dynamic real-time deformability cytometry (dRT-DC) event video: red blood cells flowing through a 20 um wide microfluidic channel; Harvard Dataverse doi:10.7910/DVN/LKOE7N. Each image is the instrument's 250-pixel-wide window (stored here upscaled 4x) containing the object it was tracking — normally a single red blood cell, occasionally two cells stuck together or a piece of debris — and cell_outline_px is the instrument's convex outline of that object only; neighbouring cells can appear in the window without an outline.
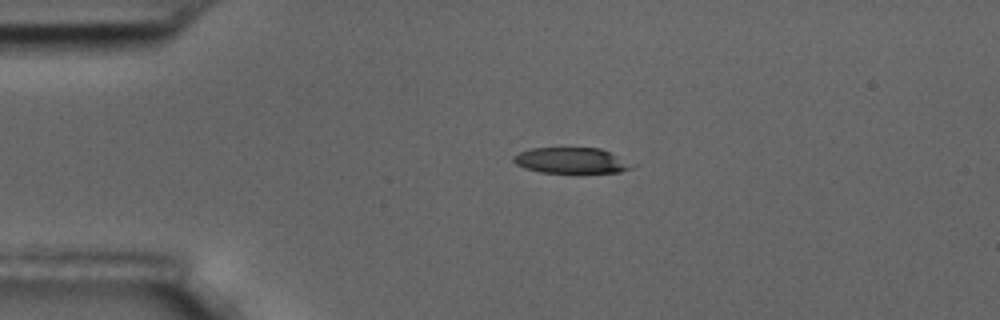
{"species": "common noctule bat (a hibernating species)", "species_latin": "Nyctalus noctula", "temperature_condition": "room temperature", "stored_images_in_passage": 4, "camera_frame_rate_fps": 3000, "um_per_image_px": 0.085, "animal": {"sex": "male", "body_mass_g": 17.5, "forearm_length_mm": 52.3}, "frame": {"image": 1, "passage_image": 3, "time_ms": 0.667, "image_size_px": [1000, 320], "cell_outline_px": [[636, 164], [632, 168], [620, 172], [540, 172], [524, 168], [516, 164], [512, 160], [512, 156], [520, 152], [532, 148], [600, 148]], "centroid_in_image_um": [48.56, 13.64], "position_along_channel_um": 36.4, "area_um2": 17.69}}